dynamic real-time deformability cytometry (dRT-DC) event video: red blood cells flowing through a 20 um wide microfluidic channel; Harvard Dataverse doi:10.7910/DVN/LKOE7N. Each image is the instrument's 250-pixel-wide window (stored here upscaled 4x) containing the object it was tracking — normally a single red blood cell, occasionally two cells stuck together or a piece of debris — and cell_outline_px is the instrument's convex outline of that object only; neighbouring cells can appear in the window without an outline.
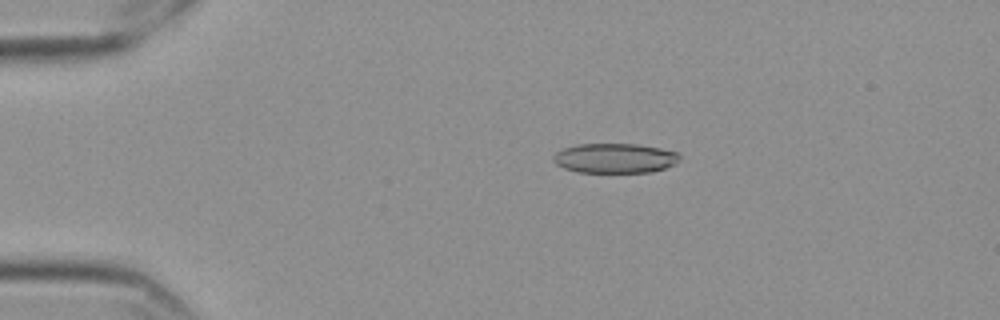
{"species": "Egyptian fruit bat (a non-hibernating species)", "species_latin": "Rousettus aegyptiacus", "temperature_condition": "cold", "stored_images_in_passage": 58, "camera_frame_rate_fps": 3000, "um_per_image_px": 0.085, "frame": {"image": 1, "passage_image": 12, "time_ms": 3.667, "image_size_px": [1000, 320], "cell_outline_px": [[680, 156], [676, 164], [652, 172], [576, 172], [564, 168], [556, 164], [552, 160], [552, 156], [556, 152], [564, 148], [576, 144], [636, 144], [660, 148], [676, 152]], "centroid_in_image_um": [52.23, 13.45], "position_along_channel_um": 32.8, "area_um2": 21.91}}
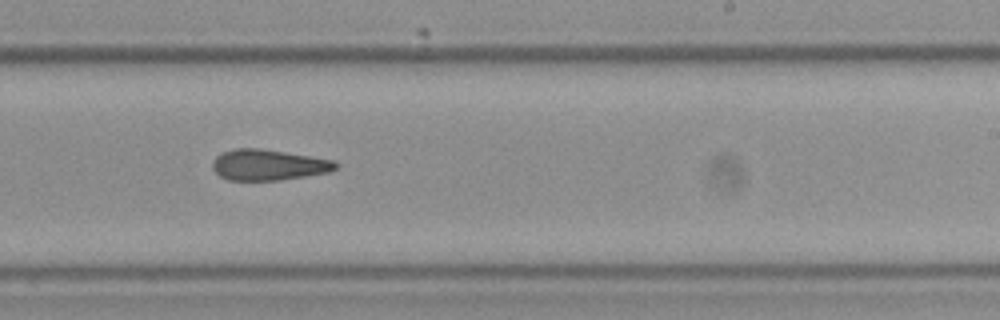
{"frame": {"image": 2, "passage_image": 36, "time_ms": 11.667, "image_size_px": [1000, 320], "cell_outline_px": [[340, 164], [336, 168], [328, 172], [280, 180], [228, 180], [220, 176], [212, 168], [212, 160], [220, 152], [236, 148], [260, 148], [336, 160]], "centroid_in_image_um": [22.8, 14.0], "position_along_channel_um": 266.2, "area_um2": 22.25}}
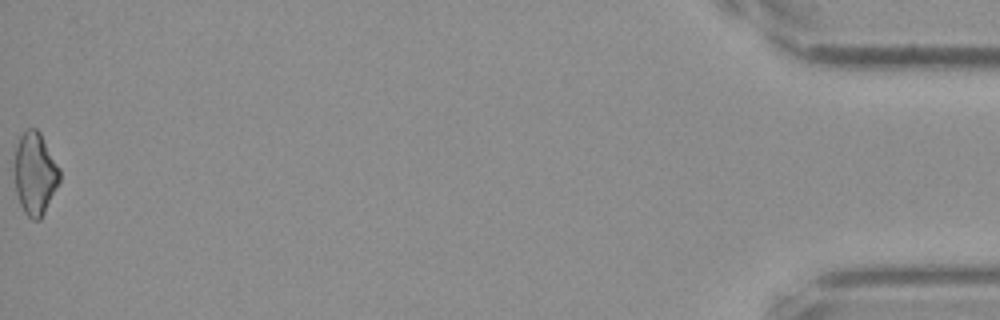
{"frame": {"image": 3, "passage_image": 58, "time_ms": 19.0, "image_size_px": [1000, 320], "cell_outline_px": [[60, 180], [40, 220], [32, 220], [24, 212], [20, 204], [16, 192], [16, 148], [20, 136], [28, 128], [36, 128], [40, 132], [60, 168]], "centroid_in_image_um": [3.0, 14.76], "position_along_channel_um": 432.2, "area_um2": 21.27}, "authors_computed_cell_mechanics": {"area_um2": 22.5998, "velocity_mm_per_s": 3.5645, "shape_relaxation_time_tau1_ms": null, "shape_relaxation_time_tau2_ms": 7.4109, "deformation_change_tau1": null, "deformation_change_tau2": 0.1571}}